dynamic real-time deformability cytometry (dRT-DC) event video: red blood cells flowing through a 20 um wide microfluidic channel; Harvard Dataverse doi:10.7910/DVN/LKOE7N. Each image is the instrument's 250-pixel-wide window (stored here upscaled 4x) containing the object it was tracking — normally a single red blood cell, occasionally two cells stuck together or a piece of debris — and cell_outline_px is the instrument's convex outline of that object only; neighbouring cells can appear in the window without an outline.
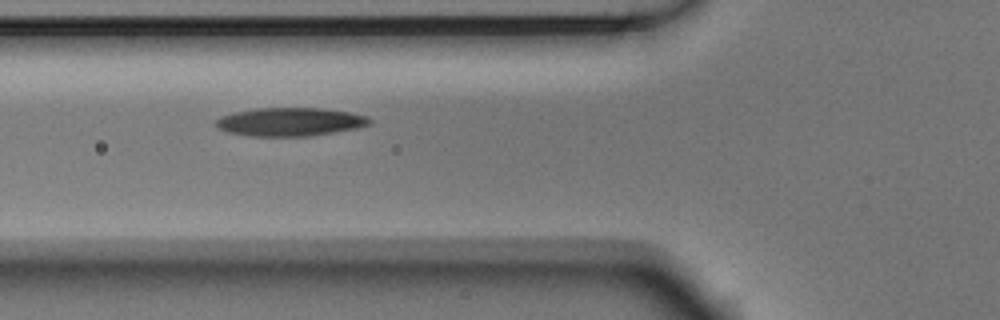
{"species": "Egyptian fruit bat (a non-hibernating species)", "species_latin": "Rousettus aegyptiacus", "temperature_condition": "room temperature", "stored_images_in_passage": 7, "camera_frame_rate_fps": 3000, "um_per_image_px": 0.085, "animal": {"sex": "male"}, "frame": {"image": 1, "passage_image": 7, "time_ms": 2.0, "image_size_px": [1000, 320], "cell_outline_px": [[372, 124], [356, 128], [308, 136], [248, 136], [228, 132], [216, 128], [216, 120], [220, 116], [232, 112], [256, 108], [324, 108], [348, 112], [368, 116], [372, 120]], "centroid_in_image_um": [24.63, 10.35], "position_along_channel_um": 101.2, "area_um2": 25.55}}